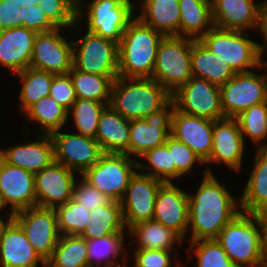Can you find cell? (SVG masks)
I'll list each match as a JSON object with an SVG mask.
<instances>
[{
    "mask_svg": "<svg viewBox=\"0 0 267 267\" xmlns=\"http://www.w3.org/2000/svg\"><path fill=\"white\" fill-rule=\"evenodd\" d=\"M203 174L205 176L196 195L188 194L191 241L215 239L241 212L225 185H221L209 169L203 170Z\"/></svg>",
    "mask_w": 267,
    "mask_h": 267,
    "instance_id": "1",
    "label": "cell"
},
{
    "mask_svg": "<svg viewBox=\"0 0 267 267\" xmlns=\"http://www.w3.org/2000/svg\"><path fill=\"white\" fill-rule=\"evenodd\" d=\"M215 240L236 267H256L267 259V244L259 214L240 212Z\"/></svg>",
    "mask_w": 267,
    "mask_h": 267,
    "instance_id": "2",
    "label": "cell"
},
{
    "mask_svg": "<svg viewBox=\"0 0 267 267\" xmlns=\"http://www.w3.org/2000/svg\"><path fill=\"white\" fill-rule=\"evenodd\" d=\"M170 101L171 94L153 78L118 76L112 84L109 106L133 120L159 111Z\"/></svg>",
    "mask_w": 267,
    "mask_h": 267,
    "instance_id": "3",
    "label": "cell"
},
{
    "mask_svg": "<svg viewBox=\"0 0 267 267\" xmlns=\"http://www.w3.org/2000/svg\"><path fill=\"white\" fill-rule=\"evenodd\" d=\"M164 35L134 17L118 44V75L152 78L157 48Z\"/></svg>",
    "mask_w": 267,
    "mask_h": 267,
    "instance_id": "4",
    "label": "cell"
},
{
    "mask_svg": "<svg viewBox=\"0 0 267 267\" xmlns=\"http://www.w3.org/2000/svg\"><path fill=\"white\" fill-rule=\"evenodd\" d=\"M184 35L164 36L157 48L152 78L171 95L192 76L191 52L195 39Z\"/></svg>",
    "mask_w": 267,
    "mask_h": 267,
    "instance_id": "5",
    "label": "cell"
},
{
    "mask_svg": "<svg viewBox=\"0 0 267 267\" xmlns=\"http://www.w3.org/2000/svg\"><path fill=\"white\" fill-rule=\"evenodd\" d=\"M243 32L213 26L199 41L235 73L249 72L250 68L260 67L259 44L243 37Z\"/></svg>",
    "mask_w": 267,
    "mask_h": 267,
    "instance_id": "6",
    "label": "cell"
},
{
    "mask_svg": "<svg viewBox=\"0 0 267 267\" xmlns=\"http://www.w3.org/2000/svg\"><path fill=\"white\" fill-rule=\"evenodd\" d=\"M138 161L126 153H103L99 161L81 177L104 193L110 200L120 202L129 180L138 169Z\"/></svg>",
    "mask_w": 267,
    "mask_h": 267,
    "instance_id": "7",
    "label": "cell"
},
{
    "mask_svg": "<svg viewBox=\"0 0 267 267\" xmlns=\"http://www.w3.org/2000/svg\"><path fill=\"white\" fill-rule=\"evenodd\" d=\"M72 44L74 68L109 76L113 81L119 76L118 43L87 31L83 38L72 41Z\"/></svg>",
    "mask_w": 267,
    "mask_h": 267,
    "instance_id": "8",
    "label": "cell"
},
{
    "mask_svg": "<svg viewBox=\"0 0 267 267\" xmlns=\"http://www.w3.org/2000/svg\"><path fill=\"white\" fill-rule=\"evenodd\" d=\"M171 100L183 113L214 121L225 118L220 87L205 78L192 76L171 95Z\"/></svg>",
    "mask_w": 267,
    "mask_h": 267,
    "instance_id": "9",
    "label": "cell"
},
{
    "mask_svg": "<svg viewBox=\"0 0 267 267\" xmlns=\"http://www.w3.org/2000/svg\"><path fill=\"white\" fill-rule=\"evenodd\" d=\"M221 106L226 118H235L253 105L267 101V70L265 75L253 71L236 73L220 86Z\"/></svg>",
    "mask_w": 267,
    "mask_h": 267,
    "instance_id": "10",
    "label": "cell"
},
{
    "mask_svg": "<svg viewBox=\"0 0 267 267\" xmlns=\"http://www.w3.org/2000/svg\"><path fill=\"white\" fill-rule=\"evenodd\" d=\"M23 229L34 250L46 261L60 238L54 208L34 206L12 214Z\"/></svg>",
    "mask_w": 267,
    "mask_h": 267,
    "instance_id": "11",
    "label": "cell"
},
{
    "mask_svg": "<svg viewBox=\"0 0 267 267\" xmlns=\"http://www.w3.org/2000/svg\"><path fill=\"white\" fill-rule=\"evenodd\" d=\"M88 5L87 31L119 44L134 18L131 0H92Z\"/></svg>",
    "mask_w": 267,
    "mask_h": 267,
    "instance_id": "12",
    "label": "cell"
},
{
    "mask_svg": "<svg viewBox=\"0 0 267 267\" xmlns=\"http://www.w3.org/2000/svg\"><path fill=\"white\" fill-rule=\"evenodd\" d=\"M163 183L144 172L132 175L120 201L126 228L153 219L157 192Z\"/></svg>",
    "mask_w": 267,
    "mask_h": 267,
    "instance_id": "13",
    "label": "cell"
},
{
    "mask_svg": "<svg viewBox=\"0 0 267 267\" xmlns=\"http://www.w3.org/2000/svg\"><path fill=\"white\" fill-rule=\"evenodd\" d=\"M174 108L171 100L164 108L143 119L130 120V142L129 150L126 152L129 157L132 155L140 157L146 151L166 142L171 134Z\"/></svg>",
    "mask_w": 267,
    "mask_h": 267,
    "instance_id": "14",
    "label": "cell"
},
{
    "mask_svg": "<svg viewBox=\"0 0 267 267\" xmlns=\"http://www.w3.org/2000/svg\"><path fill=\"white\" fill-rule=\"evenodd\" d=\"M54 147L55 162L64 165L81 175L99 161L103 154L95 139L81 134L61 133L60 130L50 134Z\"/></svg>",
    "mask_w": 267,
    "mask_h": 267,
    "instance_id": "15",
    "label": "cell"
},
{
    "mask_svg": "<svg viewBox=\"0 0 267 267\" xmlns=\"http://www.w3.org/2000/svg\"><path fill=\"white\" fill-rule=\"evenodd\" d=\"M61 28L37 33L30 67L46 72L68 74L73 67V44L61 35Z\"/></svg>",
    "mask_w": 267,
    "mask_h": 267,
    "instance_id": "16",
    "label": "cell"
},
{
    "mask_svg": "<svg viewBox=\"0 0 267 267\" xmlns=\"http://www.w3.org/2000/svg\"><path fill=\"white\" fill-rule=\"evenodd\" d=\"M75 172L53 162L35 173L36 203L39 207L56 208L72 200Z\"/></svg>",
    "mask_w": 267,
    "mask_h": 267,
    "instance_id": "17",
    "label": "cell"
},
{
    "mask_svg": "<svg viewBox=\"0 0 267 267\" xmlns=\"http://www.w3.org/2000/svg\"><path fill=\"white\" fill-rule=\"evenodd\" d=\"M0 197L4 207L11 205V214L37 206L35 174L7 163L0 156Z\"/></svg>",
    "mask_w": 267,
    "mask_h": 267,
    "instance_id": "18",
    "label": "cell"
},
{
    "mask_svg": "<svg viewBox=\"0 0 267 267\" xmlns=\"http://www.w3.org/2000/svg\"><path fill=\"white\" fill-rule=\"evenodd\" d=\"M214 120L189 115L174 108L171 135L185 143L205 163L213 146Z\"/></svg>",
    "mask_w": 267,
    "mask_h": 267,
    "instance_id": "19",
    "label": "cell"
},
{
    "mask_svg": "<svg viewBox=\"0 0 267 267\" xmlns=\"http://www.w3.org/2000/svg\"><path fill=\"white\" fill-rule=\"evenodd\" d=\"M214 26L222 29L244 31L262 26L267 0L255 4L253 0H211Z\"/></svg>",
    "mask_w": 267,
    "mask_h": 267,
    "instance_id": "20",
    "label": "cell"
},
{
    "mask_svg": "<svg viewBox=\"0 0 267 267\" xmlns=\"http://www.w3.org/2000/svg\"><path fill=\"white\" fill-rule=\"evenodd\" d=\"M188 193L173 182L163 183L156 196L153 219L177 232L183 239L188 225Z\"/></svg>",
    "mask_w": 267,
    "mask_h": 267,
    "instance_id": "21",
    "label": "cell"
},
{
    "mask_svg": "<svg viewBox=\"0 0 267 267\" xmlns=\"http://www.w3.org/2000/svg\"><path fill=\"white\" fill-rule=\"evenodd\" d=\"M244 138L235 118L214 121L213 146L209 159L204 163H225L232 170L239 171L244 153Z\"/></svg>",
    "mask_w": 267,
    "mask_h": 267,
    "instance_id": "22",
    "label": "cell"
},
{
    "mask_svg": "<svg viewBox=\"0 0 267 267\" xmlns=\"http://www.w3.org/2000/svg\"><path fill=\"white\" fill-rule=\"evenodd\" d=\"M45 267V261L34 250L20 225L11 218L0 235V265L2 267Z\"/></svg>",
    "mask_w": 267,
    "mask_h": 267,
    "instance_id": "23",
    "label": "cell"
},
{
    "mask_svg": "<svg viewBox=\"0 0 267 267\" xmlns=\"http://www.w3.org/2000/svg\"><path fill=\"white\" fill-rule=\"evenodd\" d=\"M36 5V0H0V31L20 26L37 33L57 29Z\"/></svg>",
    "mask_w": 267,
    "mask_h": 267,
    "instance_id": "24",
    "label": "cell"
},
{
    "mask_svg": "<svg viewBox=\"0 0 267 267\" xmlns=\"http://www.w3.org/2000/svg\"><path fill=\"white\" fill-rule=\"evenodd\" d=\"M36 35L23 26L0 31V64L14 73L30 67Z\"/></svg>",
    "mask_w": 267,
    "mask_h": 267,
    "instance_id": "25",
    "label": "cell"
},
{
    "mask_svg": "<svg viewBox=\"0 0 267 267\" xmlns=\"http://www.w3.org/2000/svg\"><path fill=\"white\" fill-rule=\"evenodd\" d=\"M35 142L0 149V156L9 164L18 166L32 173L40 172L51 165L54 159L53 142L49 134H43Z\"/></svg>",
    "mask_w": 267,
    "mask_h": 267,
    "instance_id": "26",
    "label": "cell"
},
{
    "mask_svg": "<svg viewBox=\"0 0 267 267\" xmlns=\"http://www.w3.org/2000/svg\"><path fill=\"white\" fill-rule=\"evenodd\" d=\"M95 140L103 153H126L130 142V120L108 105L100 116Z\"/></svg>",
    "mask_w": 267,
    "mask_h": 267,
    "instance_id": "27",
    "label": "cell"
},
{
    "mask_svg": "<svg viewBox=\"0 0 267 267\" xmlns=\"http://www.w3.org/2000/svg\"><path fill=\"white\" fill-rule=\"evenodd\" d=\"M246 187L237 199L241 212L259 214L267 207V148H259Z\"/></svg>",
    "mask_w": 267,
    "mask_h": 267,
    "instance_id": "28",
    "label": "cell"
},
{
    "mask_svg": "<svg viewBox=\"0 0 267 267\" xmlns=\"http://www.w3.org/2000/svg\"><path fill=\"white\" fill-rule=\"evenodd\" d=\"M138 18L164 36H180L179 0H143Z\"/></svg>",
    "mask_w": 267,
    "mask_h": 267,
    "instance_id": "29",
    "label": "cell"
},
{
    "mask_svg": "<svg viewBox=\"0 0 267 267\" xmlns=\"http://www.w3.org/2000/svg\"><path fill=\"white\" fill-rule=\"evenodd\" d=\"M191 66L193 76L205 78L219 87L236 74L226 61L212 53L199 40H195L192 45Z\"/></svg>",
    "mask_w": 267,
    "mask_h": 267,
    "instance_id": "30",
    "label": "cell"
},
{
    "mask_svg": "<svg viewBox=\"0 0 267 267\" xmlns=\"http://www.w3.org/2000/svg\"><path fill=\"white\" fill-rule=\"evenodd\" d=\"M88 221V225L80 235L86 240L102 238L112 234H124L126 228L121 203L114 200L91 210Z\"/></svg>",
    "mask_w": 267,
    "mask_h": 267,
    "instance_id": "31",
    "label": "cell"
},
{
    "mask_svg": "<svg viewBox=\"0 0 267 267\" xmlns=\"http://www.w3.org/2000/svg\"><path fill=\"white\" fill-rule=\"evenodd\" d=\"M179 7L180 36L199 40L213 28L211 0H179Z\"/></svg>",
    "mask_w": 267,
    "mask_h": 267,
    "instance_id": "32",
    "label": "cell"
},
{
    "mask_svg": "<svg viewBox=\"0 0 267 267\" xmlns=\"http://www.w3.org/2000/svg\"><path fill=\"white\" fill-rule=\"evenodd\" d=\"M128 235L136 236L137 250L158 249L172 251L173 244L177 241L183 243V238L172 229L152 220L135 224L129 229Z\"/></svg>",
    "mask_w": 267,
    "mask_h": 267,
    "instance_id": "33",
    "label": "cell"
},
{
    "mask_svg": "<svg viewBox=\"0 0 267 267\" xmlns=\"http://www.w3.org/2000/svg\"><path fill=\"white\" fill-rule=\"evenodd\" d=\"M86 239L80 235H61L45 267H88Z\"/></svg>",
    "mask_w": 267,
    "mask_h": 267,
    "instance_id": "34",
    "label": "cell"
},
{
    "mask_svg": "<svg viewBox=\"0 0 267 267\" xmlns=\"http://www.w3.org/2000/svg\"><path fill=\"white\" fill-rule=\"evenodd\" d=\"M75 88L76 98L110 103L113 80L109 76L82 72L74 67L68 72Z\"/></svg>",
    "mask_w": 267,
    "mask_h": 267,
    "instance_id": "35",
    "label": "cell"
},
{
    "mask_svg": "<svg viewBox=\"0 0 267 267\" xmlns=\"http://www.w3.org/2000/svg\"><path fill=\"white\" fill-rule=\"evenodd\" d=\"M24 113H27L32 121L40 124L44 134L49 135L61 130L69 116L68 110L50 96L41 98Z\"/></svg>",
    "mask_w": 267,
    "mask_h": 267,
    "instance_id": "36",
    "label": "cell"
},
{
    "mask_svg": "<svg viewBox=\"0 0 267 267\" xmlns=\"http://www.w3.org/2000/svg\"><path fill=\"white\" fill-rule=\"evenodd\" d=\"M23 86L20 91V109L24 112L35 102L49 96L51 83L55 74L31 67L16 73Z\"/></svg>",
    "mask_w": 267,
    "mask_h": 267,
    "instance_id": "37",
    "label": "cell"
},
{
    "mask_svg": "<svg viewBox=\"0 0 267 267\" xmlns=\"http://www.w3.org/2000/svg\"><path fill=\"white\" fill-rule=\"evenodd\" d=\"M45 16L58 28L74 27L80 21L82 12L81 0H36Z\"/></svg>",
    "mask_w": 267,
    "mask_h": 267,
    "instance_id": "38",
    "label": "cell"
},
{
    "mask_svg": "<svg viewBox=\"0 0 267 267\" xmlns=\"http://www.w3.org/2000/svg\"><path fill=\"white\" fill-rule=\"evenodd\" d=\"M108 104L91 99L76 98L68 113H73L78 134L95 139L100 116Z\"/></svg>",
    "mask_w": 267,
    "mask_h": 267,
    "instance_id": "39",
    "label": "cell"
},
{
    "mask_svg": "<svg viewBox=\"0 0 267 267\" xmlns=\"http://www.w3.org/2000/svg\"><path fill=\"white\" fill-rule=\"evenodd\" d=\"M240 127L242 137L245 135L253 140L254 144H260L259 148H267V143L261 141L267 137V101L247 108L235 117Z\"/></svg>",
    "mask_w": 267,
    "mask_h": 267,
    "instance_id": "40",
    "label": "cell"
},
{
    "mask_svg": "<svg viewBox=\"0 0 267 267\" xmlns=\"http://www.w3.org/2000/svg\"><path fill=\"white\" fill-rule=\"evenodd\" d=\"M124 236L125 234H112L102 238L86 240L88 267H95V262L100 264L103 260H106L103 267H120V264H115L114 261L110 260L117 258L119 254H123Z\"/></svg>",
    "mask_w": 267,
    "mask_h": 267,
    "instance_id": "41",
    "label": "cell"
},
{
    "mask_svg": "<svg viewBox=\"0 0 267 267\" xmlns=\"http://www.w3.org/2000/svg\"><path fill=\"white\" fill-rule=\"evenodd\" d=\"M60 235H81L88 225L90 211L73 200L55 208Z\"/></svg>",
    "mask_w": 267,
    "mask_h": 267,
    "instance_id": "42",
    "label": "cell"
},
{
    "mask_svg": "<svg viewBox=\"0 0 267 267\" xmlns=\"http://www.w3.org/2000/svg\"><path fill=\"white\" fill-rule=\"evenodd\" d=\"M139 158H144L150 163L143 164L138 162V169H148V173H144L158 179L164 183L172 182L175 179V164H172L171 153L166 144L160 145L154 149L146 151Z\"/></svg>",
    "mask_w": 267,
    "mask_h": 267,
    "instance_id": "43",
    "label": "cell"
},
{
    "mask_svg": "<svg viewBox=\"0 0 267 267\" xmlns=\"http://www.w3.org/2000/svg\"><path fill=\"white\" fill-rule=\"evenodd\" d=\"M192 250L198 267H236L215 239L191 241L189 251Z\"/></svg>",
    "mask_w": 267,
    "mask_h": 267,
    "instance_id": "44",
    "label": "cell"
},
{
    "mask_svg": "<svg viewBox=\"0 0 267 267\" xmlns=\"http://www.w3.org/2000/svg\"><path fill=\"white\" fill-rule=\"evenodd\" d=\"M169 152L171 153L172 164H175V179L185 177L190 172L195 162L204 164L203 161L183 142L176 139L171 134L165 142Z\"/></svg>",
    "mask_w": 267,
    "mask_h": 267,
    "instance_id": "45",
    "label": "cell"
},
{
    "mask_svg": "<svg viewBox=\"0 0 267 267\" xmlns=\"http://www.w3.org/2000/svg\"><path fill=\"white\" fill-rule=\"evenodd\" d=\"M72 200L88 211L109 203L111 200L104 193L87 182L83 177L80 183L74 185Z\"/></svg>",
    "mask_w": 267,
    "mask_h": 267,
    "instance_id": "46",
    "label": "cell"
},
{
    "mask_svg": "<svg viewBox=\"0 0 267 267\" xmlns=\"http://www.w3.org/2000/svg\"><path fill=\"white\" fill-rule=\"evenodd\" d=\"M49 96L69 110L76 101L75 88L69 74L53 76Z\"/></svg>",
    "mask_w": 267,
    "mask_h": 267,
    "instance_id": "47",
    "label": "cell"
},
{
    "mask_svg": "<svg viewBox=\"0 0 267 267\" xmlns=\"http://www.w3.org/2000/svg\"><path fill=\"white\" fill-rule=\"evenodd\" d=\"M170 255V251L165 250H135L133 267H170L172 262ZM178 263L175 267H183L180 262Z\"/></svg>",
    "mask_w": 267,
    "mask_h": 267,
    "instance_id": "48",
    "label": "cell"
},
{
    "mask_svg": "<svg viewBox=\"0 0 267 267\" xmlns=\"http://www.w3.org/2000/svg\"><path fill=\"white\" fill-rule=\"evenodd\" d=\"M260 33L262 34L264 41L266 44H259V65L260 67H264L265 69H267V62L266 61H262V54L264 53V50H266V46L267 45V9L264 11L263 14V18H262V26L260 28ZM266 62V63H265Z\"/></svg>",
    "mask_w": 267,
    "mask_h": 267,
    "instance_id": "49",
    "label": "cell"
},
{
    "mask_svg": "<svg viewBox=\"0 0 267 267\" xmlns=\"http://www.w3.org/2000/svg\"><path fill=\"white\" fill-rule=\"evenodd\" d=\"M259 216L261 217L263 222L264 236L267 244V207L259 213Z\"/></svg>",
    "mask_w": 267,
    "mask_h": 267,
    "instance_id": "50",
    "label": "cell"
},
{
    "mask_svg": "<svg viewBox=\"0 0 267 267\" xmlns=\"http://www.w3.org/2000/svg\"><path fill=\"white\" fill-rule=\"evenodd\" d=\"M8 218L6 219V221H4L3 219H1L0 217V235H1V232H2V229L4 228V226L7 224V222L12 218V214L9 213L8 214Z\"/></svg>",
    "mask_w": 267,
    "mask_h": 267,
    "instance_id": "51",
    "label": "cell"
},
{
    "mask_svg": "<svg viewBox=\"0 0 267 267\" xmlns=\"http://www.w3.org/2000/svg\"><path fill=\"white\" fill-rule=\"evenodd\" d=\"M256 267H267V259H265L262 263H260L258 266Z\"/></svg>",
    "mask_w": 267,
    "mask_h": 267,
    "instance_id": "52",
    "label": "cell"
},
{
    "mask_svg": "<svg viewBox=\"0 0 267 267\" xmlns=\"http://www.w3.org/2000/svg\"><path fill=\"white\" fill-rule=\"evenodd\" d=\"M3 208H4V205H3L2 201H1V197H0V210H2Z\"/></svg>",
    "mask_w": 267,
    "mask_h": 267,
    "instance_id": "53",
    "label": "cell"
}]
</instances>
